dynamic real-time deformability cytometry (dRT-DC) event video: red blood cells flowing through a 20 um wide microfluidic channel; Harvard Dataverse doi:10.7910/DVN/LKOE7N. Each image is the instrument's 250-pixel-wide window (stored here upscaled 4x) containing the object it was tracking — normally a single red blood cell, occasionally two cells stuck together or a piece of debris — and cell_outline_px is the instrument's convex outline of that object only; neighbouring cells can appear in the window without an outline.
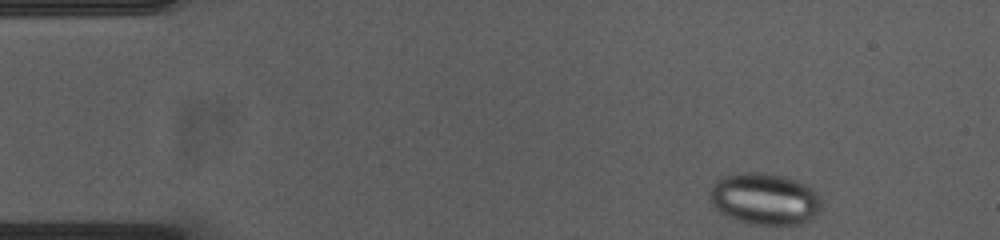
{"species": "common noctule bat (a hibernating species)", "species_latin": "Nyctalus noctula", "temperature_condition": "cold", "stored_images_in_passage": 49, "camera_frame_rate_fps": 3000, "um_per_image_px": 0.085, "animal": {"sex": "female", "body_mass_g": 23.0, "forearm_length_mm": 53.4}, "frame": {"image": 1, "passage_image": 1, "time_ms": 0.0, "image_size_px": [1000, 240], "cell_outline_px": [[820, 212], [812, 220], [800, 224], [752, 224], [740, 220], [720, 212], [708, 200], [708, 192], [716, 180], [720, 176], [740, 172], [764, 172], [796, 180], [812, 188], [816, 192], [820, 200]], "centroid_in_image_um": [64.97, 16.89], "position_along_channel_um": 20.0, "area_um2": 33.76}}
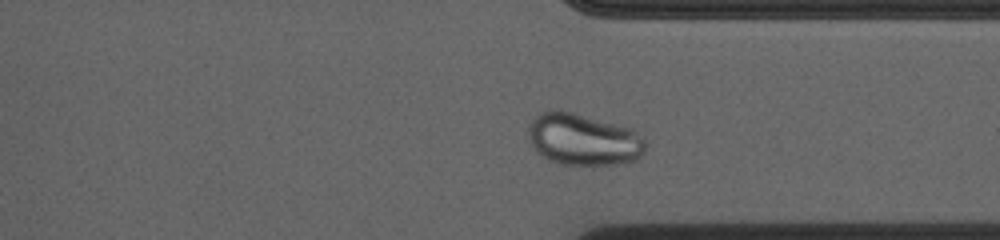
{"frame": {"image": 2, "passage_image": 36, "time_ms": 11.667, "image_size_px": [1000, 240], "cell_outline_px": [[644, 152], [636, 160], [624, 164], [560, 164], [548, 160], [532, 144], [528, 136], [528, 128], [532, 120], [540, 112], [572, 112], [632, 128], [644, 140]], "centroid_in_image_um": [49.61, 11.87], "position_along_channel_um": 361.8, "area_um2": 34.74}}
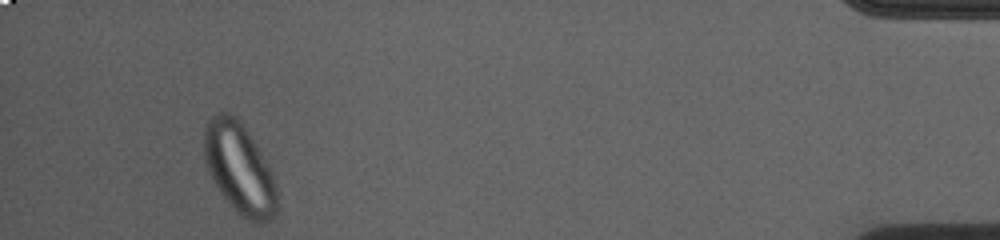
{"frame": {"image": 3, "passage_image": 46, "time_ms": 15.0, "image_size_px": [1000, 240], "cell_outline_px": [[280, 196], [276, 212], [268, 220], [256, 224], [240, 216], [236, 212], [220, 192], [212, 180], [208, 172], [204, 160], [204, 132], [208, 120], [212, 116], [220, 112], [228, 112], [236, 116], [240, 120], [256, 144], [272, 172]], "centroid_in_image_um": [20.36, 14.34], "position_along_channel_um": 414.8, "area_um2": 38.96}}